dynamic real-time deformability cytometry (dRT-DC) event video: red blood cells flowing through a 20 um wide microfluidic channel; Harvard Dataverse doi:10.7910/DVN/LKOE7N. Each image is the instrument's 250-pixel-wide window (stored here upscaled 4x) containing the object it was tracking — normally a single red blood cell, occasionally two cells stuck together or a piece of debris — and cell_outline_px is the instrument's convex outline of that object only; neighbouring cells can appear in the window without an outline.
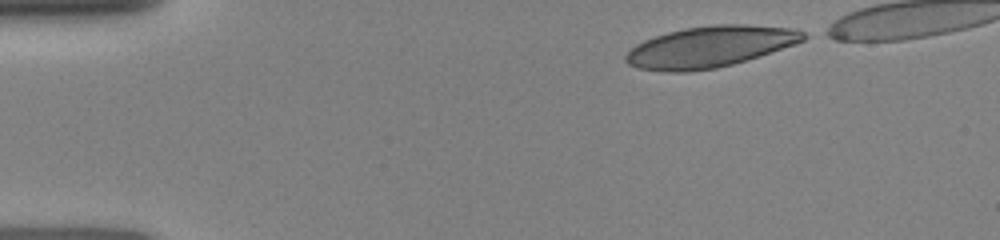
{"species": "human", "species_latin": "Homo sapiens", "temperature_condition": "room temperature", "stored_images_in_passage": 34, "camera_frame_rate_fps": 3000, "um_per_image_px": 0.085, "donor": {"sex": "female"}, "frame": {"image": 1, "passage_image": 1, "time_ms": 0.0, "image_size_px": [1000, 240], "cell_outline_px": [[812, 36], [796, 44], [732, 64], [716, 68], [688, 72], [668, 72], [636, 68], [628, 64], [624, 60], [624, 56], [636, 44], [644, 40], [668, 32], [684, 28], [712, 24], [744, 24], [796, 28]], "centroid_in_image_um": [60.36, 3.97], "position_along_channel_um": 24.6, "area_um2": 42.83}}
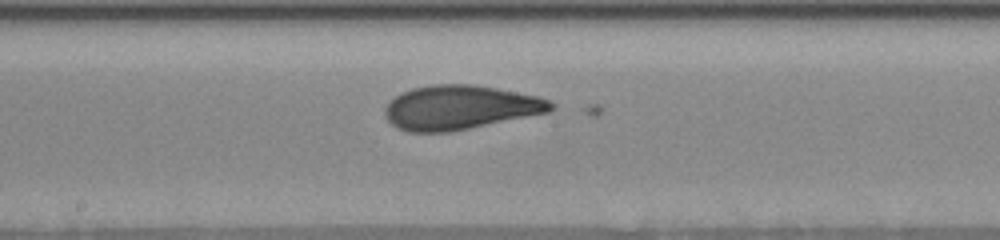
{"frame": {"image": 2, "passage_image": 18, "time_ms": 6.333, "image_size_px": [1000, 240], "cell_outline_px": [[556, 108], [548, 112], [448, 132], [408, 132], [396, 128], [384, 116], [384, 108], [400, 92], [412, 88], [432, 84], [472, 84], [496, 88], [536, 96], [548, 100], [556, 104]], "centroid_in_image_um": [39.07, 9.13], "position_along_channel_um": 209.1, "area_um2": 42.54}}
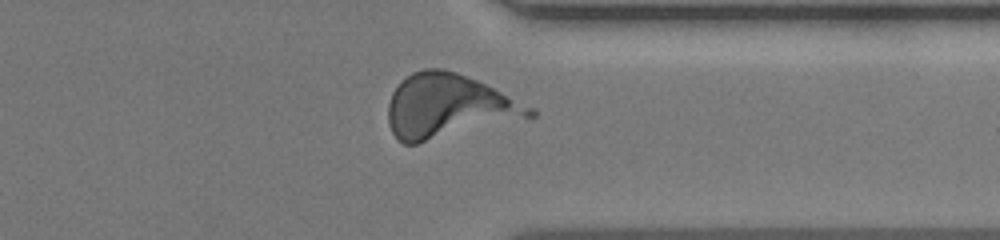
{"frame": {"image": 3, "passage_image": 28, "time_ms": 10.333, "image_size_px": [1000, 240], "cell_outline_px": [[536, 116], [416, 144], [404, 144], [392, 132], [388, 124], [388, 104], [392, 92], [412, 72], [424, 68], [444, 68], [456, 72], [476, 80], [536, 108]], "centroid_in_image_um": [38.12, 9.04], "position_along_channel_um": 373.3, "area_um2": 52.48}}